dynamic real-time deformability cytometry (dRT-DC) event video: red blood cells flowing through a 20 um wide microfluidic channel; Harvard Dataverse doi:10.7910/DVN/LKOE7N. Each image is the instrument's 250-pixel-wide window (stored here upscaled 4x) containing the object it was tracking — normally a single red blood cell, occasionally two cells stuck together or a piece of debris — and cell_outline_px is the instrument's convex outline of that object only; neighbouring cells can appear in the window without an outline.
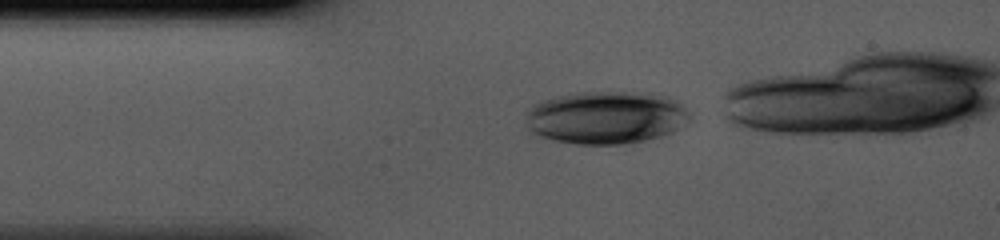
{"species": "human", "species_latin": "Homo sapiens", "temperature_condition": "cold", "stored_images_in_passage": 31, "camera_frame_rate_fps": 3000, "um_per_image_px": 0.085, "donor": {"sex": "male"}, "frame": {"image": 1, "passage_image": 1, "time_ms": 0.0, "image_size_px": [1000, 240], "cell_outline_px": [[692, 120], [672, 132], [660, 136], [644, 140], [624, 144], [576, 144], [552, 140], [532, 136], [524, 124], [524, 112], [532, 104], [540, 100], [552, 96], [576, 92], [652, 92], [676, 100], [688, 112]], "centroid_in_image_um": [51.4, 9.98], "position_along_channel_um": 33.6, "area_um2": 51.67}}
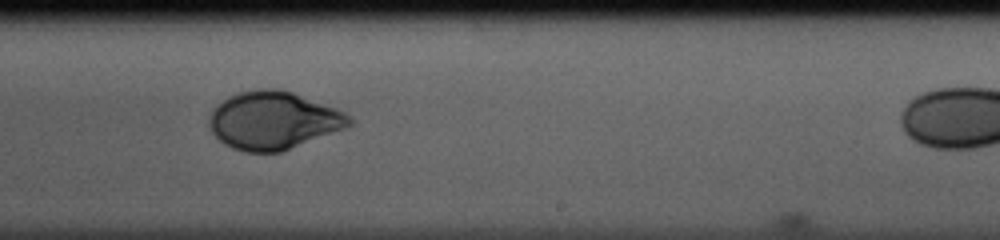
{"frame": {"image": 2, "passage_image": 19, "time_ms": 6.0, "image_size_px": [1000, 240], "cell_outline_px": [[352, 124], [348, 128], [280, 152], [244, 152], [232, 148], [224, 144], [212, 132], [208, 124], [208, 120], [216, 104], [228, 96], [240, 92], [260, 88], [276, 88], [292, 92], [344, 112], [352, 116]], "centroid_in_image_um": [23.23, 10.24], "position_along_channel_um": 265.8, "area_um2": 47.28}}
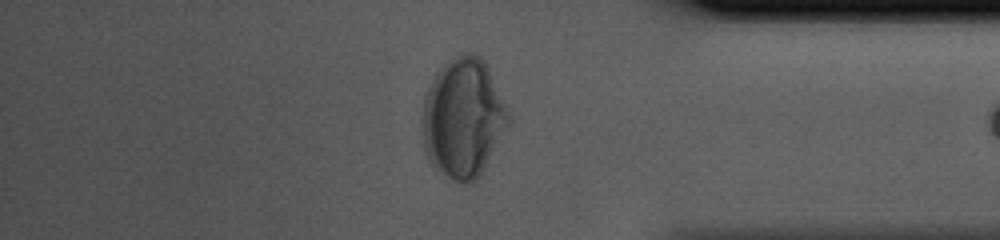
{"frame": {"image": 3, "passage_image": 29, "time_ms": 9.333, "image_size_px": [1000, 240], "cell_outline_px": [[512, 124], [480, 176], [472, 184], [464, 184], [452, 180], [436, 172], [428, 160], [424, 148], [420, 120], [424, 100], [428, 88], [436, 72], [452, 56], [460, 52], [472, 52], [480, 56], [484, 60], [488, 68], [512, 120]], "centroid_in_image_um": [39.36, 10.08], "position_along_channel_um": 395.8, "area_um2": 61.27}}